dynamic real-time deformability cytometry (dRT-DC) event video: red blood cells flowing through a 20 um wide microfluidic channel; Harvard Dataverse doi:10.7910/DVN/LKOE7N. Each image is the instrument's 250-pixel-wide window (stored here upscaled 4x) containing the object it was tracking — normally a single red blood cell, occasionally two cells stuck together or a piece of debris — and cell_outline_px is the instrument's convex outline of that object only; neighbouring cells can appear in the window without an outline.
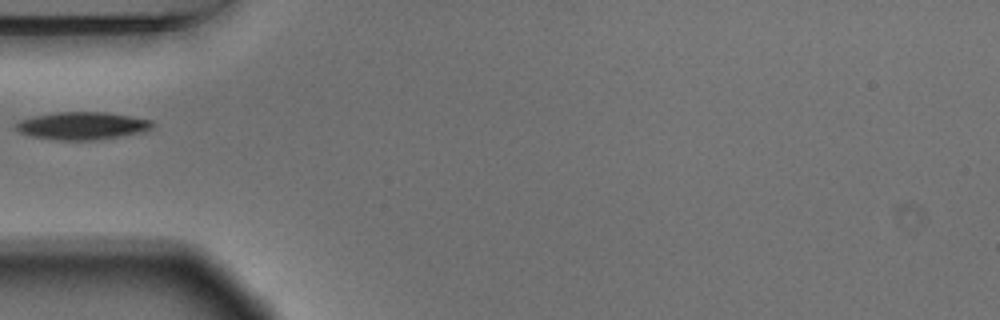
{"species": "Egyptian fruit bat (a non-hibernating species)", "species_latin": "Rousettus aegyptiacus", "temperature_condition": "warm", "stored_images_in_passage": 6, "camera_frame_rate_fps": 3000, "um_per_image_px": 0.085, "animal": {"sex": "male"}, "frame": {"image": 1, "passage_image": 5, "time_ms": 1.333, "image_size_px": [1000, 320], "cell_outline_px": [[152, 128], [140, 132], [96, 140], [56, 140], [32, 136], [20, 132], [16, 128], [16, 124], [20, 120], [36, 116], [56, 112], [104, 112], [152, 120]], "centroid_in_image_um": [6.97, 10.69], "position_along_channel_um": 78.0, "area_um2": 21.56}}
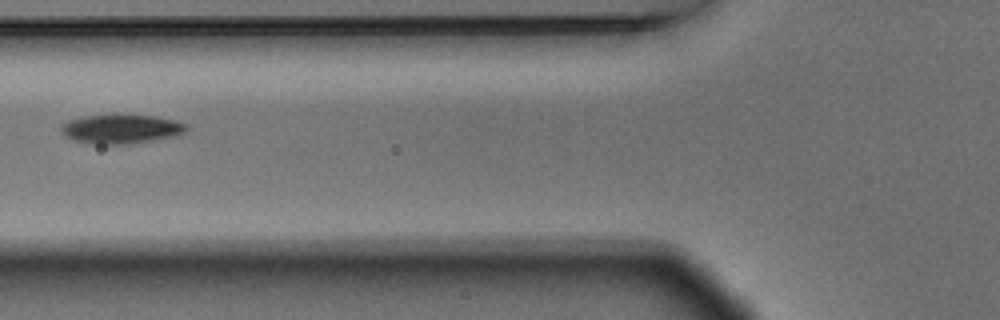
{"frame": {"image": 2, "passage_image": 6, "time_ms": 1.667, "image_size_px": [1000, 320], "cell_outline_px": [[188, 128], [184, 132], [172, 136], [132, 144], [88, 144], [72, 140], [64, 136], [60, 132], [60, 128], [68, 120], [84, 116], [152, 116], [176, 120], [188, 124]], "centroid_in_image_um": [10.26, 10.99], "position_along_channel_um": 115.5, "area_um2": 21.04}}